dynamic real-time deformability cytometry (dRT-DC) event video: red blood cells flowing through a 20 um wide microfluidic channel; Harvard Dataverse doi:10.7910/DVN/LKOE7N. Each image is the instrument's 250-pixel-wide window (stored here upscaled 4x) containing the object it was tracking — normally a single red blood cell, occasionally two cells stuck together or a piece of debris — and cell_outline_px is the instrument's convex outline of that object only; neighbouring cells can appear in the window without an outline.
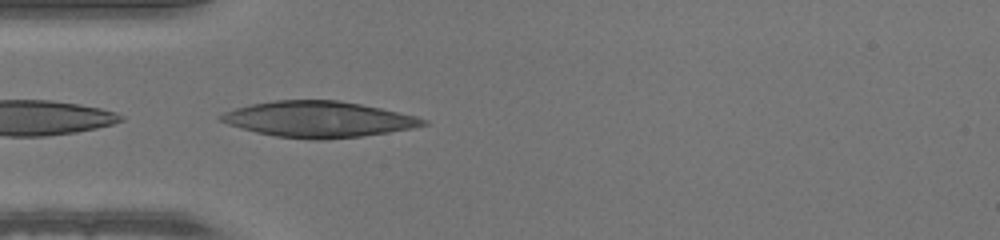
{"species": "human", "species_latin": "Homo sapiens", "temperature_condition": "warm", "stored_images_in_passage": 10, "camera_frame_rate_fps": 3000, "um_per_image_px": 0.085, "donor": {"sex": "male"}, "frame": {"image": 1, "passage_image": 1, "time_ms": 0.0, "image_size_px": [1000, 240], "cell_outline_px": [[428, 124], [412, 128], [388, 132], [360, 136], [324, 140], [312, 140], [276, 136], [256, 132], [240, 128], [216, 120], [216, 116], [224, 112], [236, 108], [252, 104], [276, 100], [336, 100], [360, 104], [380, 108], [416, 116], [428, 120]], "centroid_in_image_um": [27.03, 10.14], "position_along_channel_um": 58.0, "area_um2": 42.25}}
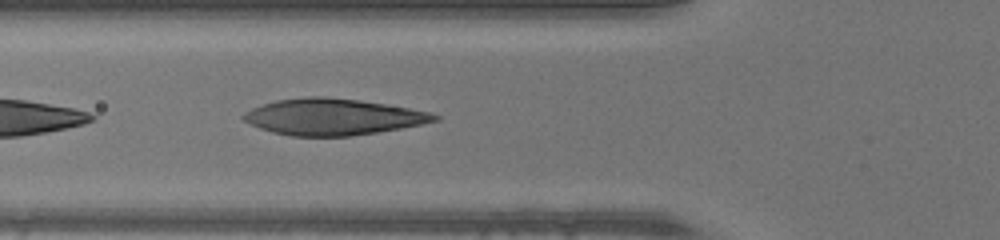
{"frame": {"image": 2, "passage_image": 4, "time_ms": 1.0, "image_size_px": [1000, 240], "cell_outline_px": [[440, 120], [424, 124], [352, 136], [288, 136], [272, 132], [260, 128], [244, 120], [240, 116], [244, 112], [260, 104], [276, 100], [308, 96], [324, 96], [360, 100], [432, 112], [440, 116]], "centroid_in_image_um": [28.29, 9.93], "position_along_channel_um": 97.5, "area_um2": 40.58}}
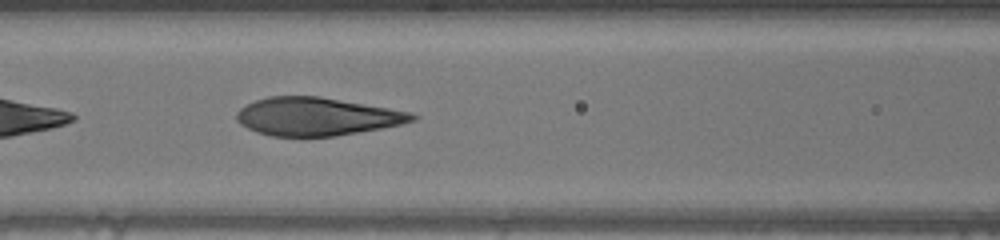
{"frame": {"image": 3, "passage_image": 7, "time_ms": 2.0, "image_size_px": [1000, 240], "cell_outline_px": [[420, 116], [416, 120], [400, 124], [380, 128], [336, 136], [272, 136], [256, 132], [240, 124], [236, 120], [236, 112], [240, 108], [256, 100], [268, 96], [320, 96], [412, 112]], "centroid_in_image_um": [26.92, 9.9], "position_along_channel_um": 139.7, "area_um2": 38.9}}